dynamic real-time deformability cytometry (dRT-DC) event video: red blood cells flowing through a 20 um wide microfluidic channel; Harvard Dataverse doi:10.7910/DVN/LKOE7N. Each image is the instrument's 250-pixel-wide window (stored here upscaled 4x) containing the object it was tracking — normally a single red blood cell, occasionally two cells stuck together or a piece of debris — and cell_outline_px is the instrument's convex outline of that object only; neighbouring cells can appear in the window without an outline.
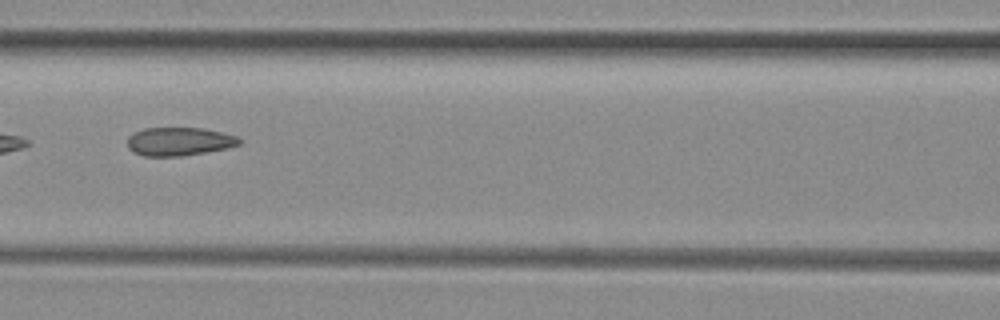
{"species": "common noctule bat (a hibernating species)", "species_latin": "Nyctalus noctula", "temperature_condition": "room temperature", "stored_images_in_passage": 36, "camera_frame_rate_fps": 3000, "um_per_image_px": 0.085, "animal": {"sex": "female", "body_mass_g": 29.2, "forearm_length_mm": 56.3}, "frame": {"image": 1, "passage_image": 11, "time_ms": 3.333, "image_size_px": [1000, 320], "cell_outline_px": [[244, 140], [240, 144], [224, 148], [204, 152], [180, 156], [144, 156], [132, 152], [128, 148], [128, 136], [144, 128], [204, 128], [236, 136]], "centroid_in_image_um": [15.21, 12.02], "position_along_channel_um": 151.4, "area_um2": 18.38}}
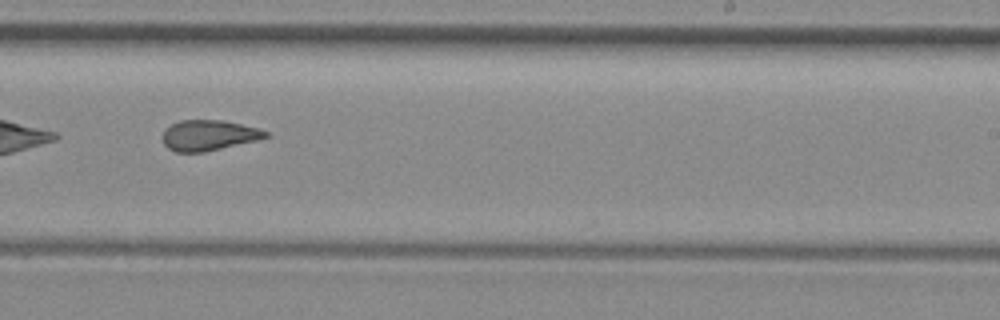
{"frame": {"image": 2, "passage_image": 20, "time_ms": 6.333, "image_size_px": [1000, 320], "cell_outline_px": [[268, 136], [256, 140], [204, 152], [176, 152], [168, 148], [164, 144], [164, 128], [180, 120], [224, 120], [260, 128], [268, 132]], "centroid_in_image_um": [17.74, 11.49], "position_along_channel_um": 271.3, "area_um2": 18.21}}